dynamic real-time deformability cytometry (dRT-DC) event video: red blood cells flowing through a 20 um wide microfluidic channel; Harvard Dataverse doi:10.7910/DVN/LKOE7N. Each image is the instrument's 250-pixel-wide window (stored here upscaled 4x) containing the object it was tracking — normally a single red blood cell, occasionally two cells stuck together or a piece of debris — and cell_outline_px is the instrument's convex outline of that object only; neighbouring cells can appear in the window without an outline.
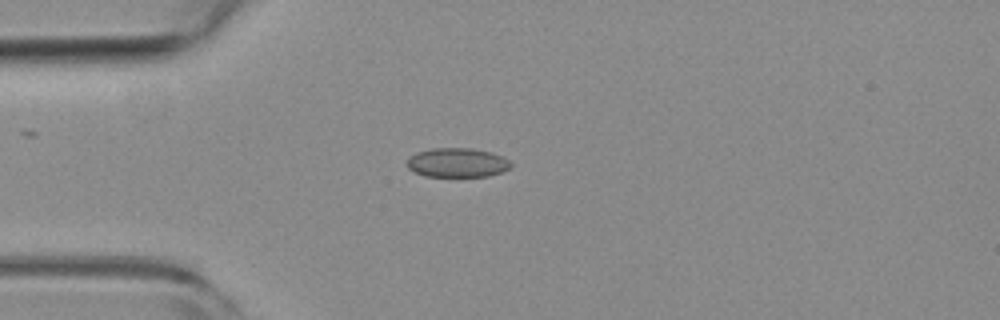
{"species": "common noctule bat (a hibernating species)", "species_latin": "Nyctalus noctula", "temperature_condition": "room temperature", "stored_images_in_passage": 41, "camera_frame_rate_fps": 3000, "um_per_image_px": 0.085, "animal": {"sex": "female", "body_mass_g": 19.3, "forearm_length_mm": 54.1}, "frame": {"image": 1, "passage_image": 1, "time_ms": 0.0, "image_size_px": [1000, 320], "cell_outline_px": [[512, 168], [488, 176], [424, 176], [408, 168], [408, 156], [416, 152], [432, 148], [472, 148], [492, 152], [508, 160], [512, 164]], "centroid_in_image_um": [38.86, 13.81], "position_along_channel_um": 46.1, "area_um2": 17.69}}
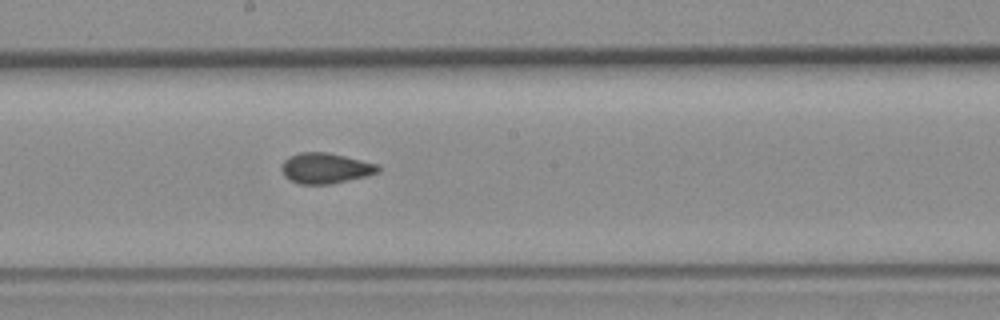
{"frame": {"image": 2, "passage_image": 16, "time_ms": 5.0, "image_size_px": [1000, 320], "cell_outline_px": [[380, 172], [368, 176], [332, 184], [300, 184], [288, 180], [284, 176], [280, 168], [284, 160], [288, 156], [300, 152], [328, 152], [380, 164]], "centroid_in_image_um": [27.68, 14.3], "position_along_channel_um": 220.5, "area_um2": 17.57}}
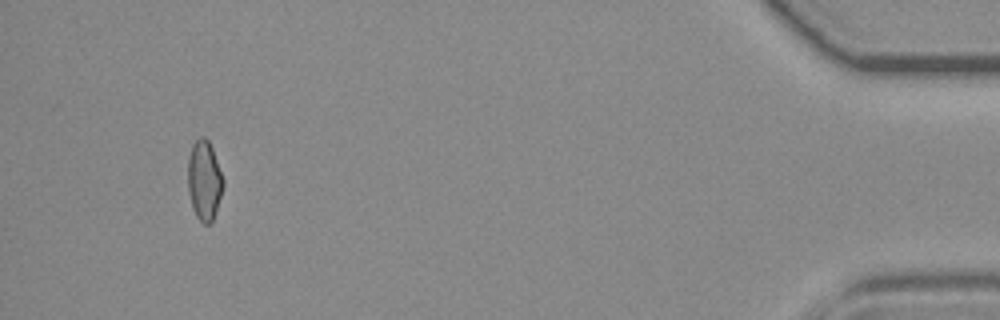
{"frame": {"image": 3, "passage_image": 38, "time_ms": 12.333, "image_size_px": [1000, 320], "cell_outline_px": [[224, 184], [212, 220], [208, 224], [204, 224], [196, 216], [192, 208], [188, 192], [188, 156], [192, 144], [200, 136], [204, 136], [208, 140], [212, 148], [224, 180]], "centroid_in_image_um": [17.34, 15.3], "position_along_channel_um": 417.9, "area_um2": 16.3}, "authors_computed_cell_mechanics": {"area_um2": 16.9354, "velocity_mm_per_s": 3.7709, "shape_relaxation_time_tau1_ms": null, "shape_relaxation_time_tau2_ms": 2.1676, "deformation_change_tau1": null, "deformation_change_tau2": 0.0621}}